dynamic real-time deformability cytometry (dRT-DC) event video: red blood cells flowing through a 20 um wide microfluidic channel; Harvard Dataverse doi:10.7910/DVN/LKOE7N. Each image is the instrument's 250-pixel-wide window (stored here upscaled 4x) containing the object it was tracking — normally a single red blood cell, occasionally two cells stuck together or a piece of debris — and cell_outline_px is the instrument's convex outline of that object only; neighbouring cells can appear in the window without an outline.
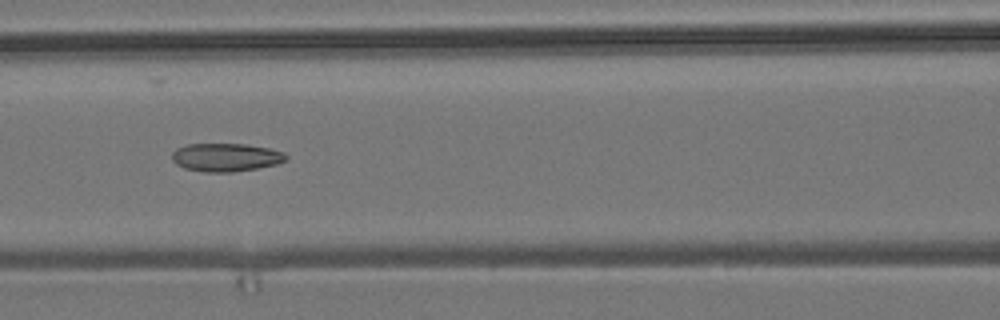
{"species": "common noctule bat (a hibernating species)", "species_latin": "Nyctalus noctula", "temperature_condition": "room temperature", "stored_images_in_passage": 8, "camera_frame_rate_fps": 3000, "um_per_image_px": 0.085, "animal": {"sex": "male", "body_mass_g": 19.2, "forearm_length_mm": 51.8}, "frame": {"image": 1, "passage_image": 7, "time_ms": 2.0, "image_size_px": [1000, 320], "cell_outline_px": [[288, 160], [276, 164], [256, 168], [232, 172], [204, 172], [184, 168], [176, 164], [172, 160], [172, 152], [176, 148], [188, 144], [248, 144], [272, 148], [284, 152], [288, 156]], "centroid_in_image_um": [19.22, 13.36], "position_along_channel_um": 147.4, "area_um2": 18.96}}
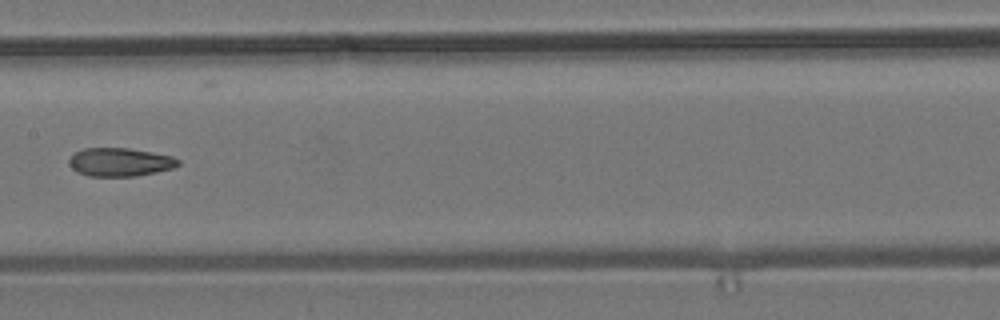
{"frame": {"image": 2, "passage_image": 8, "time_ms": 2.333, "image_size_px": [1000, 320], "cell_outline_px": [[180, 164], [172, 168], [156, 172], [136, 176], [88, 176], [76, 172], [68, 164], [68, 160], [76, 152], [84, 148], [128, 148], [172, 156], [180, 160]], "centroid_in_image_um": [10.18, 13.78], "position_along_channel_um": 197.2, "area_um2": 18.03}}